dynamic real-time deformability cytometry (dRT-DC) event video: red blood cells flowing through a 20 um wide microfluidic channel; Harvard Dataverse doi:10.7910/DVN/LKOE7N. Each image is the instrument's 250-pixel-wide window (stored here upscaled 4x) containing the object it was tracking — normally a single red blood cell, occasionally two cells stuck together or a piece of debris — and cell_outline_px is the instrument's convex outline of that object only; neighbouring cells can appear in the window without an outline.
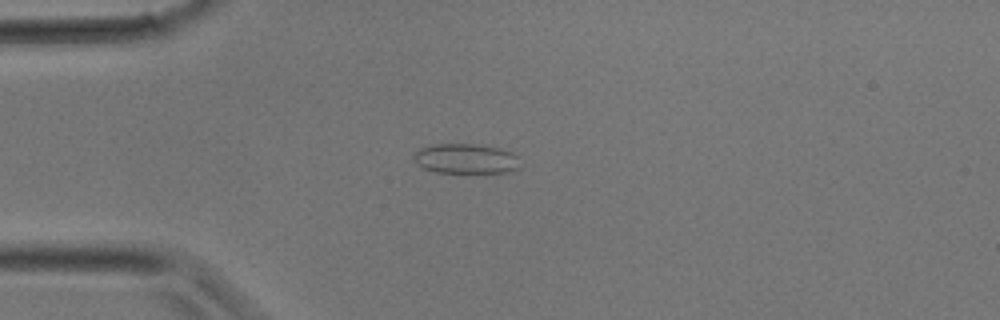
{"species": "common noctule bat (a hibernating species)", "species_latin": "Nyctalus noctula", "temperature_condition": "room temperature", "stored_images_in_passage": 26, "camera_frame_rate_fps": 3000, "um_per_image_px": 0.085, "animal": {"sex": "male", "body_mass_g": 17.9}, "frame": {"image": 1, "passage_image": 1, "time_ms": 0.0, "image_size_px": [1000, 320], "cell_outline_px": [[520, 168], [508, 172], [436, 172], [424, 168], [416, 164], [416, 152], [420, 148], [436, 144], [476, 144], [500, 148], [512, 152], [516, 156]], "centroid_in_image_um": [39.62, 13.48], "position_along_channel_um": 45.4, "area_um2": 18.26}}
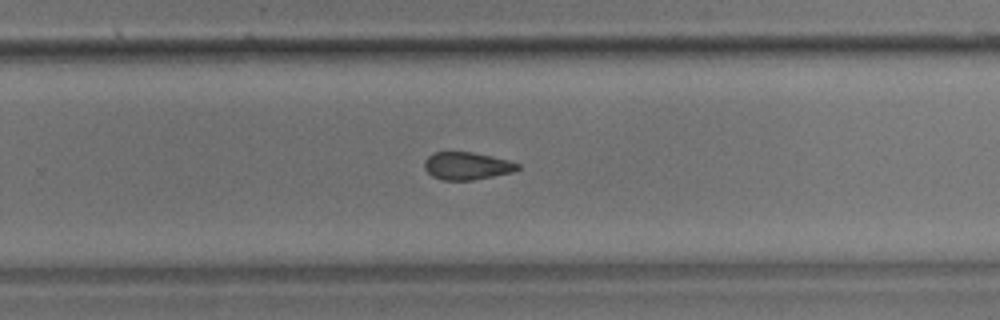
{"frame": {"image": 2, "passage_image": 14, "time_ms": 4.333, "image_size_px": [1000, 320], "cell_outline_px": [[520, 168], [512, 172], [472, 180], [440, 180], [432, 176], [424, 168], [424, 160], [432, 152], [472, 152], [492, 156], [508, 160], [520, 164]], "centroid_in_image_um": [39.66, 14.1], "position_along_channel_um": 290.1, "area_um2": 15.03}}
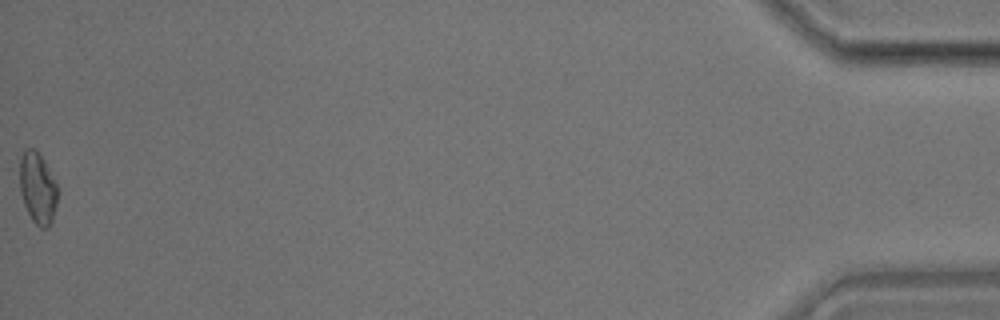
{"frame": {"image": 3, "passage_image": 26, "time_ms": 8.333, "image_size_px": [1000, 320], "cell_outline_px": [[56, 204], [52, 220], [48, 228], [40, 228], [32, 220], [24, 204], [20, 192], [20, 156], [24, 148], [36, 148], [44, 160], [56, 184]], "centroid_in_image_um": [3.17, 15.95], "position_along_channel_um": 432.0, "area_um2": 15.66}}